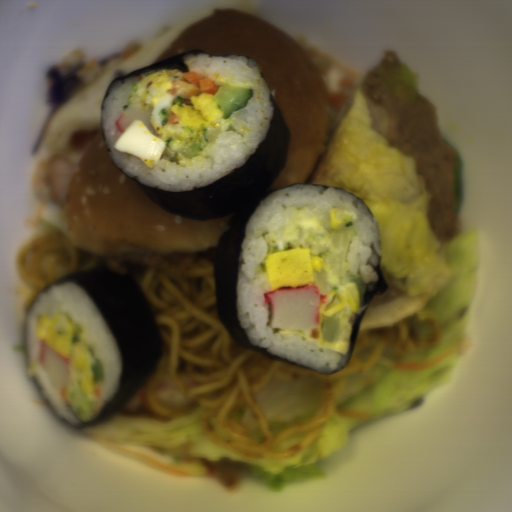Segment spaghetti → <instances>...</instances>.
<instances>
[{
	"instance_id": "obj_1",
	"label": "spaghetti",
	"mask_w": 512,
	"mask_h": 512,
	"mask_svg": "<svg viewBox=\"0 0 512 512\" xmlns=\"http://www.w3.org/2000/svg\"><path fill=\"white\" fill-rule=\"evenodd\" d=\"M217 246L183 253L100 254L73 245L68 230L22 246L16 268L33 289L92 266H112L131 275L153 308L164 343L157 370L139 391L153 409L167 416L204 408L198 418L200 431L224 451L255 460L288 457L312 444L355 373L436 342V323L424 309L386 329L359 330L350 359L335 373L243 350L219 315L214 282ZM311 380L321 382L316 414L308 422L273 431L258 399L260 390L269 383ZM245 404L262 434L258 444L246 439L233 420V411Z\"/></svg>"
}]
</instances>
